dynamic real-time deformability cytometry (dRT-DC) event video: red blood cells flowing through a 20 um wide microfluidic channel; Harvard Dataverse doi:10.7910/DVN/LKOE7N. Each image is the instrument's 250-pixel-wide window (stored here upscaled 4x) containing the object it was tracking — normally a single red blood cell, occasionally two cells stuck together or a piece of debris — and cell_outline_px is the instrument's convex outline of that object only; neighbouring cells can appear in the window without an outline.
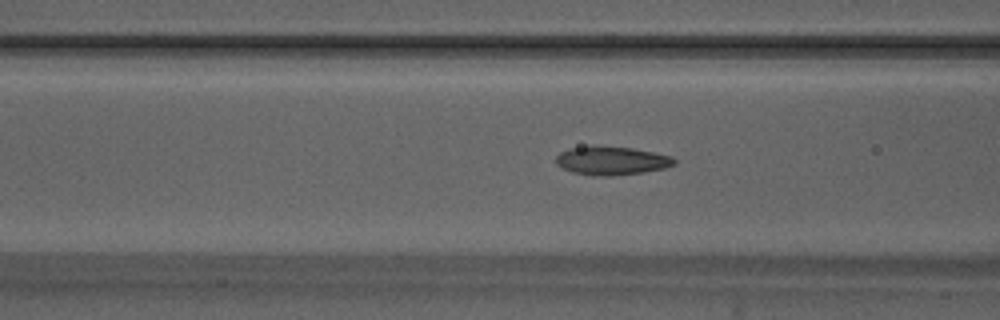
{"species": "Egyptian fruit bat (a non-hibernating species)", "species_latin": "Rousettus aegyptiacus", "temperature_condition": "warm", "stored_images_in_passage": 51, "camera_frame_rate_fps": 3000, "um_per_image_px": 0.085, "animal": {"sex": "male"}, "frame": {"image": 1, "passage_image": 21, "time_ms": 6.667, "image_size_px": [1000, 320], "cell_outline_px": [[676, 164], [664, 168], [644, 172], [612, 176], [592, 176], [572, 172], [556, 164], [556, 156], [560, 152], [568, 148], [592, 144], [632, 148], [672, 156], [676, 160]], "centroid_in_image_um": [51.95, 13.64], "position_along_channel_um": 114.6, "area_um2": 20.06}}
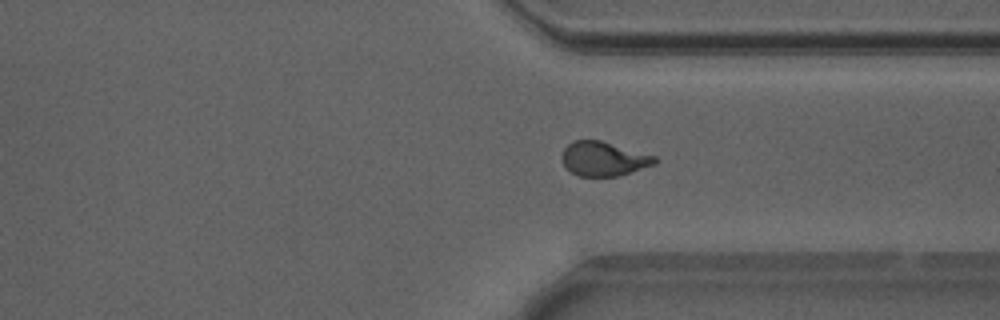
{"frame": {"image": 2, "passage_image": 40, "time_ms": 13.0, "image_size_px": [1000, 320], "cell_outline_px": [[656, 164], [616, 176], [580, 176], [572, 172], [564, 164], [560, 156], [564, 148], [572, 140], [600, 140], [656, 156]], "centroid_in_image_um": [51.28, 13.48], "position_along_channel_um": 360.1, "area_um2": 18.38}}
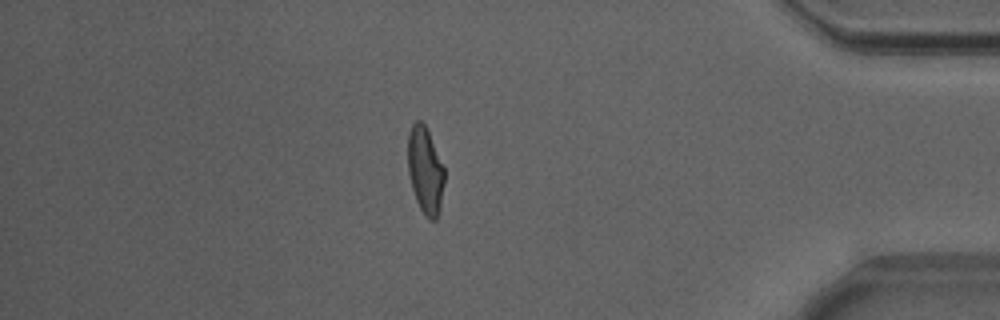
{"frame": {"image": 3, "passage_image": 46, "time_ms": 15.0, "image_size_px": [1000, 320], "cell_outline_px": [[444, 184], [440, 212], [436, 220], [428, 220], [424, 216], [416, 200], [412, 188], [408, 172], [408, 132], [412, 124], [416, 120], [420, 120], [424, 124], [428, 132], [444, 168]], "centroid_in_image_um": [36.14, 14.53], "position_along_channel_um": 399.1, "area_um2": 18.55}, "authors_computed_cell_mechanics": {"area_um2": 18.8428, "velocity_mm_per_s": 3.8873, "shape_relaxation_time_tau1_ms": 7.8557, "shape_relaxation_time_tau2_ms": 1.2043, "deformation_change_tau1": 0.2285, "deformation_change_tau2": 0.0821}}